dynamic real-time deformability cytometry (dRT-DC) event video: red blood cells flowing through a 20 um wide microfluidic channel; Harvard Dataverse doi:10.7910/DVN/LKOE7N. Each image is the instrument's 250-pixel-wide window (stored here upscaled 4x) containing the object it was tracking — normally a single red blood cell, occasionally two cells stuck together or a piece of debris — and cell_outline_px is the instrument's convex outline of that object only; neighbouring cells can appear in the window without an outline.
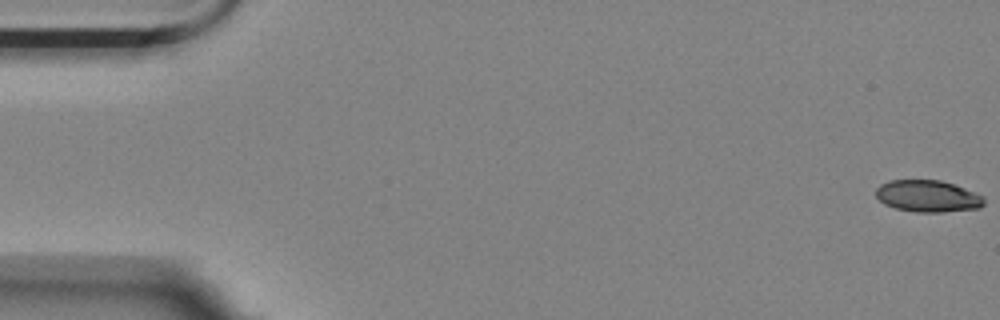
{"species": "Egyptian fruit bat (a non-hibernating species)", "species_latin": "Rousettus aegyptiacus", "temperature_condition": "room temperature", "stored_images_in_passage": 49, "camera_frame_rate_fps": 3000, "um_per_image_px": 0.085, "animal": {"sex": "female"}, "frame": {"image": 1, "passage_image": 1, "time_ms": 0.0, "image_size_px": [1000, 320], "cell_outline_px": [[984, 204], [980, 208], [944, 212], [916, 212], [896, 208], [884, 204], [876, 196], [876, 188], [880, 184], [888, 180], [940, 180], [964, 188], [984, 196]], "centroid_in_image_um": [78.85, 16.67], "position_along_channel_um": 6.1, "area_um2": 20.06}}
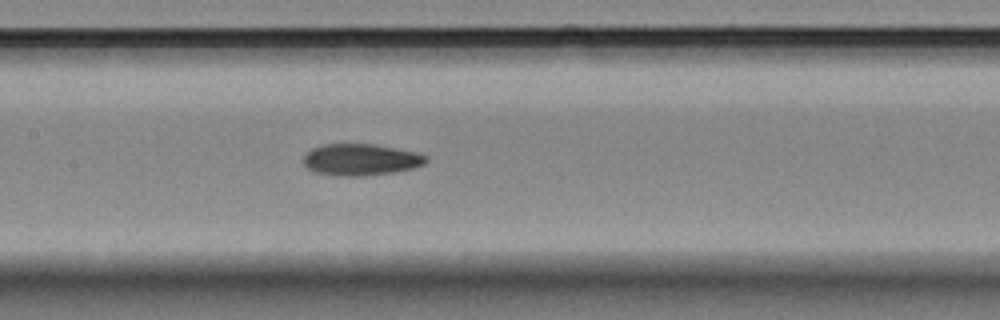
{"frame": {"image": 2, "passage_image": 27, "time_ms": 8.667, "image_size_px": [1000, 320], "cell_outline_px": [[428, 160], [424, 164], [412, 168], [392, 172], [364, 176], [336, 176], [316, 172], [308, 168], [304, 164], [304, 156], [312, 148], [324, 144], [372, 144], [416, 152], [428, 156]], "centroid_in_image_um": [30.66, 13.57], "position_along_channel_um": 176.7, "area_um2": 22.43}}
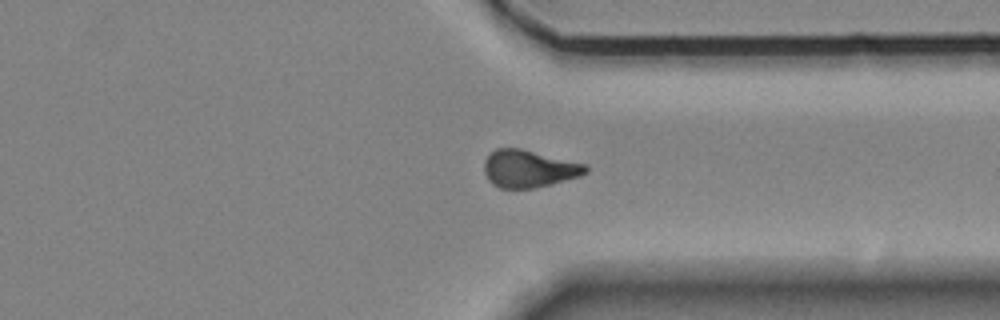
{"frame": {"image": 3, "passage_image": 43, "time_ms": 14.0, "image_size_px": [1000, 320], "cell_outline_px": [[588, 172], [580, 176], [552, 184], [532, 188], [500, 188], [492, 184], [488, 180], [484, 172], [484, 160], [496, 148], [520, 148], [588, 164]], "centroid_in_image_um": [44.97, 14.34], "position_along_channel_um": 366.4, "area_um2": 22.25}}